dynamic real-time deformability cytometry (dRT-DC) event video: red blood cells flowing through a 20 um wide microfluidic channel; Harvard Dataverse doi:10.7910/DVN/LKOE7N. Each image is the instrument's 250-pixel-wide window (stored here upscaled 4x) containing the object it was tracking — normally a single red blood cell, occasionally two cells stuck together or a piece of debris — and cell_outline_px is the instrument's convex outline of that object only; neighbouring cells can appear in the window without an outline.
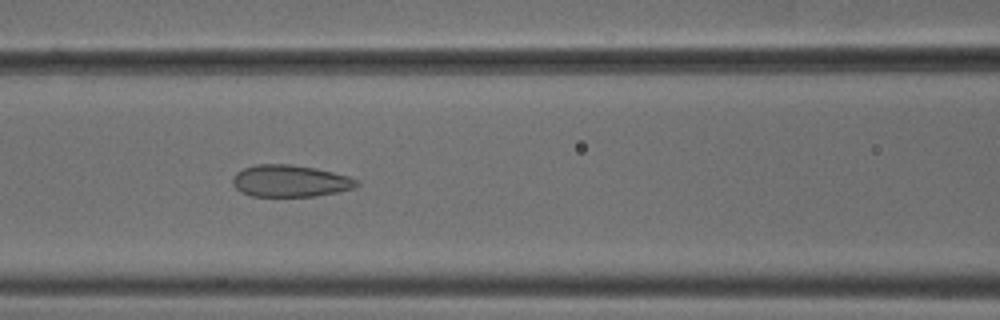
{"species": "common noctule bat (a hibernating species)", "species_latin": "Nyctalus noctula", "temperature_condition": "cold", "stored_images_in_passage": 53, "camera_frame_rate_fps": 3000, "um_per_image_px": 0.085, "animal": {"sex": "male", "body_mass_g": 18.8}, "frame": {"image": 1, "passage_image": 23, "time_ms": 7.333, "image_size_px": [1000, 320], "cell_outline_px": [[360, 184], [356, 188], [316, 196], [252, 196], [240, 192], [232, 184], [232, 180], [236, 172], [244, 168], [256, 164], [288, 164], [316, 168], [348, 176], [360, 180]], "centroid_in_image_um": [24.68, 15.38], "position_along_channel_um": 141.9, "area_um2": 23.18}}
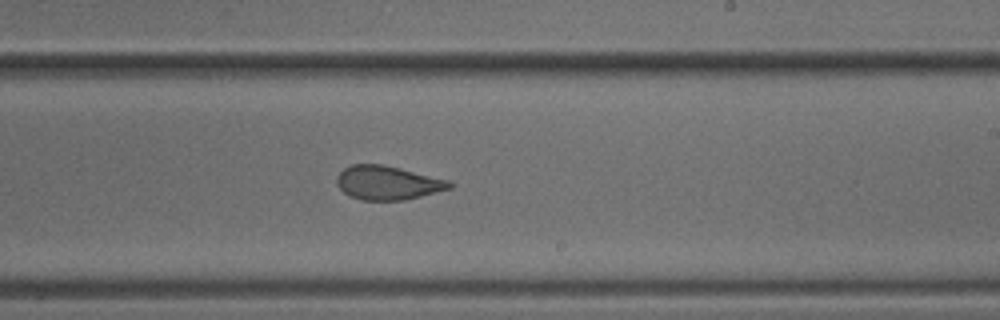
{"frame": {"image": 2, "passage_image": 32, "time_ms": 10.333, "image_size_px": [1000, 320], "cell_outline_px": [[452, 188], [404, 200], [360, 200], [348, 196], [336, 184], [336, 176], [344, 168], [352, 164], [384, 164], [448, 180], [452, 184]], "centroid_in_image_um": [32.9, 15.53], "position_along_channel_um": 256.1, "area_um2": 22.25}}
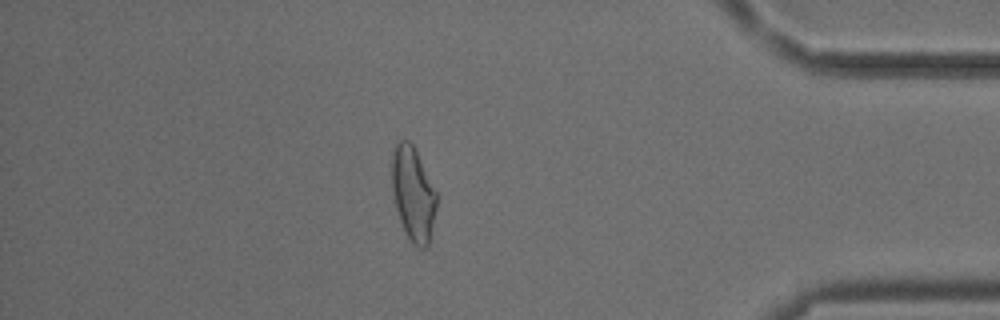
{"frame": {"image": 3, "passage_image": 46, "time_ms": 15.0, "image_size_px": [1000, 320], "cell_outline_px": [[436, 208], [428, 248], [420, 248], [412, 244], [400, 220], [396, 208], [392, 192], [392, 148], [396, 140], [408, 140], [412, 144], [436, 192]], "centroid_in_image_um": [35.09, 16.47], "position_along_channel_um": 400.1, "area_um2": 24.28}, "authors_computed_cell_mechanics": {"area_um2": 24.9118, "velocity_mm_per_s": 3.803, "shape_relaxation_time_tau1_ms": 6.7282, "shape_relaxation_time_tau2_ms": 1.343, "deformation_change_tau1": 0.1239, "deformation_change_tau2": 0.0862}}